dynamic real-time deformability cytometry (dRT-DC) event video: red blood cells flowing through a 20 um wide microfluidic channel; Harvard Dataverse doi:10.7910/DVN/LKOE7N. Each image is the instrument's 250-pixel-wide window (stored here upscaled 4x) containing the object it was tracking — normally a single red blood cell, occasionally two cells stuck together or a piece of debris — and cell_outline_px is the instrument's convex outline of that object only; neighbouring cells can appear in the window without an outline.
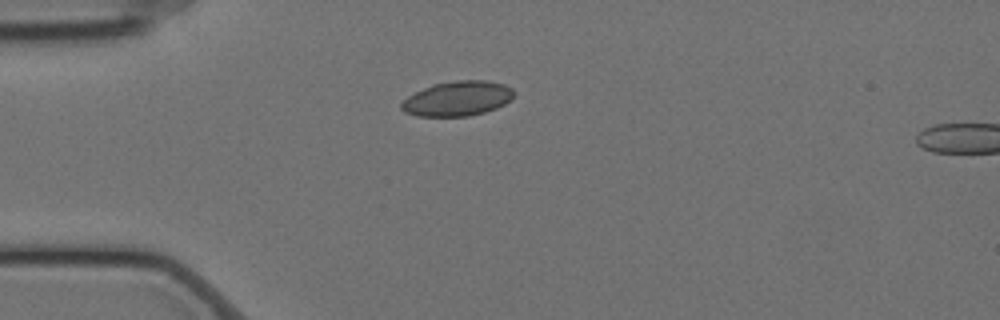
{"species": "Egyptian fruit bat (a non-hibernating species)", "species_latin": "Rousettus aegyptiacus", "temperature_condition": "cold", "stored_images_in_passage": 4, "camera_frame_rate_fps": 3000, "um_per_image_px": 0.085, "animal": {"sex": "female"}, "frame": {"image": 1, "passage_image": 1, "time_ms": 0.0, "image_size_px": [1000, 320], "cell_outline_px": [[512, 100], [496, 108], [484, 112], [468, 116], [416, 116], [404, 112], [400, 108], [400, 104], [408, 96], [432, 84], [460, 80], [484, 80], [504, 84], [512, 88]], "centroid_in_image_um": [38.87, 8.38], "position_along_channel_um": 46.1, "area_um2": 22.72}}